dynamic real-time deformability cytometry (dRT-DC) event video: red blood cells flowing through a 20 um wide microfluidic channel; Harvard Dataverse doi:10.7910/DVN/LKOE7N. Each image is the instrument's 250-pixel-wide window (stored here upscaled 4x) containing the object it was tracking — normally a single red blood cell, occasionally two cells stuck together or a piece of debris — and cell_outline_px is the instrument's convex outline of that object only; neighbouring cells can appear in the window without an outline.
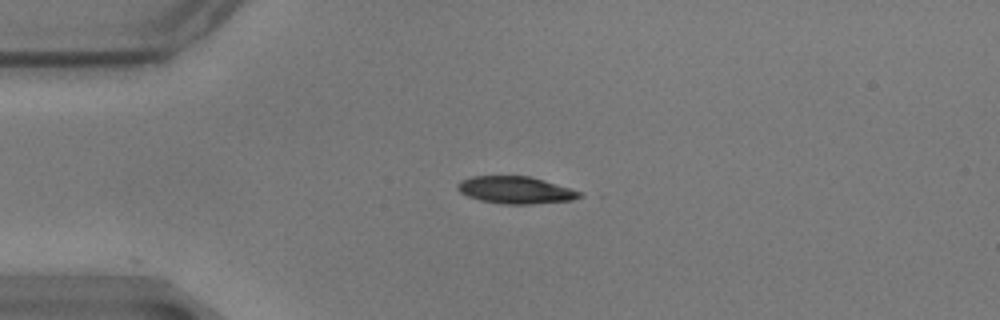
{"species": "common noctule bat (a hibernating species)", "species_latin": "Nyctalus noctula", "temperature_condition": "warm", "stored_images_in_passage": 33, "camera_frame_rate_fps": 3000, "um_per_image_px": 0.085, "animal": {"sex": "male", "body_mass_g": 17.9}, "frame": {"image": 1, "passage_image": 1, "time_ms": 0.0, "image_size_px": [1000, 320], "cell_outline_px": [[584, 196], [572, 200], [532, 204], [504, 204], [480, 200], [468, 196], [460, 192], [456, 188], [456, 184], [460, 180], [472, 176], [528, 176], [544, 180], [584, 192]], "centroid_in_image_um": [43.84, 16.15], "position_along_channel_um": 41.2, "area_um2": 19.48}}
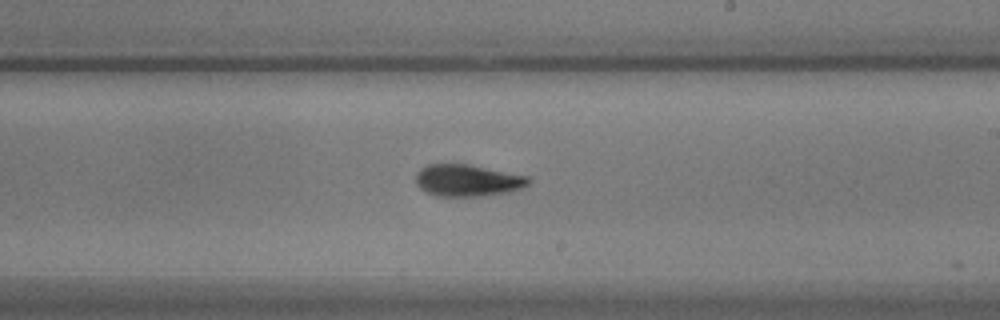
{"frame": {"image": 2, "passage_image": 21, "time_ms": 6.667, "image_size_px": [1000, 320], "cell_outline_px": [[532, 180], [528, 184], [520, 188], [504, 192], [484, 196], [436, 196], [420, 188], [416, 184], [416, 172], [420, 168], [428, 164], [472, 164], [528, 176]], "centroid_in_image_um": [39.72, 15.32], "position_along_channel_um": 249.3, "area_um2": 20.98}}
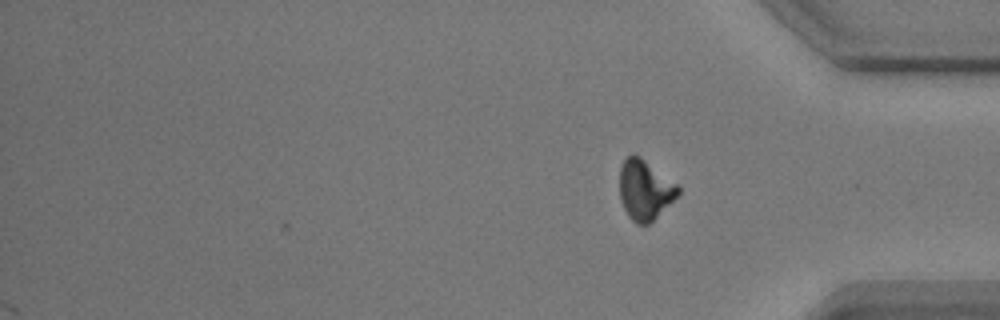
{"frame": {"image": 3, "passage_image": 33, "time_ms": 10.667, "image_size_px": [1000, 320], "cell_outline_px": [[680, 192], [648, 224], [636, 224], [628, 216], [624, 208], [620, 196], [620, 168], [624, 160], [632, 152], [640, 156], [676, 184], [680, 188]], "centroid_in_image_um": [54.78, 16.11], "position_along_channel_um": 380.4, "area_um2": 19.94}, "authors_computed_cell_mechanics": {"area_um2": 20.519, "velocity_mm_per_s": 3.4897, "shape_relaxation_time_tau1_ms": null, "shape_relaxation_time_tau2_ms": 4.7938, "deformation_change_tau1": null, "deformation_change_tau2": 0.0984}}